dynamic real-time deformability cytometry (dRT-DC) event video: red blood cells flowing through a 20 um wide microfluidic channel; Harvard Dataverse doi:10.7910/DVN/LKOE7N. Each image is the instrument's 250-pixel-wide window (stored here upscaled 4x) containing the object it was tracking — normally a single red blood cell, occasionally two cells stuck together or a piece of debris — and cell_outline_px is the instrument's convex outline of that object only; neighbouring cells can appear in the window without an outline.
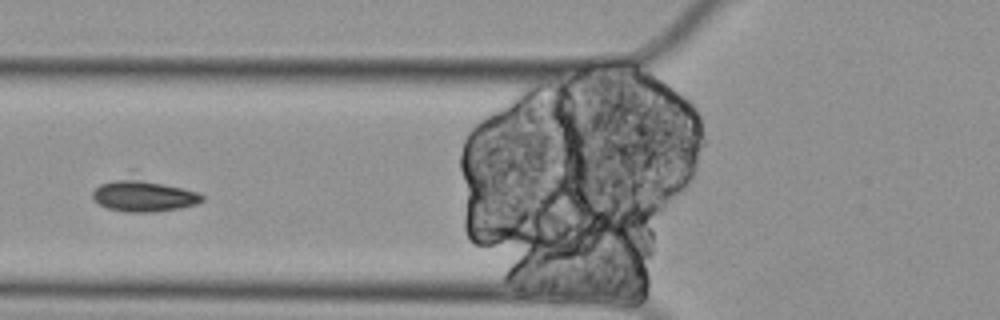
{"species": "Egyptian fruit bat (a non-hibernating species)", "species_latin": "Rousettus aegyptiacus", "temperature_condition": "cold", "stored_images_in_passage": 7, "camera_frame_rate_fps": 3000, "um_per_image_px": 0.085, "animal": {"sex": "female"}, "frame": {"image": 1, "passage_image": 6, "time_ms": 1.667, "image_size_px": [1000, 320], "cell_outline_px": [[204, 200], [196, 204], [180, 208], [156, 212], [124, 212], [108, 208], [100, 204], [92, 196], [92, 192], [100, 184], [132, 168], [196, 192], [204, 196]], "centroid_in_image_um": [12.19, 16.46], "position_along_channel_um": 113.6, "area_um2": 22.66}}
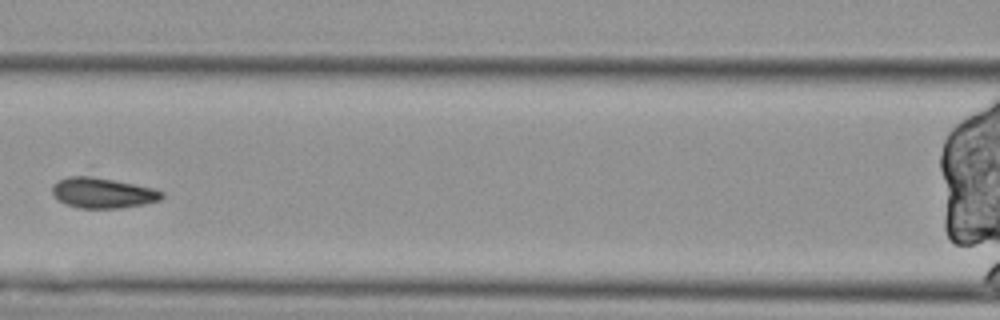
{"frame": {"image": 2, "passage_image": 7, "time_ms": 2.0, "image_size_px": [1000, 320], "cell_outline_px": [[164, 196], [160, 200], [144, 204], [120, 208], [80, 208], [64, 204], [52, 192], [52, 184], [56, 180], [68, 176], [92, 176], [116, 180], [152, 188], [164, 192]], "centroid_in_image_um": [8.71, 16.39], "position_along_channel_um": 157.9, "area_um2": 19.48}}